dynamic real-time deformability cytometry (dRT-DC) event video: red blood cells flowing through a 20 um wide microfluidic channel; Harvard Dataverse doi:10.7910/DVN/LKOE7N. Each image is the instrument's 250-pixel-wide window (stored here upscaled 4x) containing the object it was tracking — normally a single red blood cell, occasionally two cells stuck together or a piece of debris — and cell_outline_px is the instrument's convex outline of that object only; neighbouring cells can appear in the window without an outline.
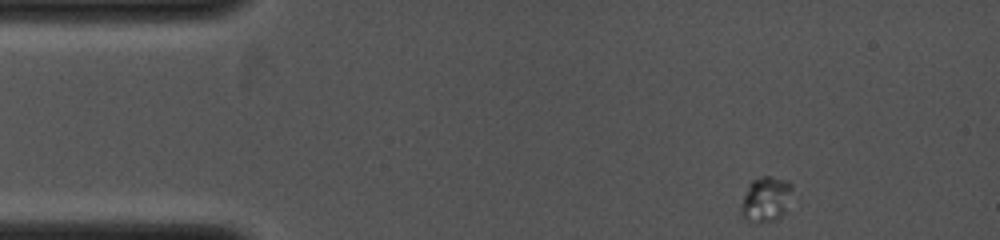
{"species": "common noctule bat (a hibernating species)", "species_latin": "Nyctalus noctula", "temperature_condition": "cold", "stored_images_in_passage": 66, "camera_frame_rate_fps": 4000, "um_per_image_px": 0.085, "animal": {"sex": "female", "body_mass_g": 19.0, "forearm_length_mm": 53.3}, "frame": {"image": 1, "passage_image": 1, "time_ms": 0.0, "image_size_px": [1000, 240], "cell_outline_px": [[792, 188], [784, 212], [780, 216], [772, 220], [756, 224], [744, 216], [740, 212], [740, 208], [748, 184], [752, 180], [764, 176], [768, 176], [788, 180], [792, 184]], "centroid_in_image_um": [65.08, 16.91], "position_along_channel_um": 19.9, "area_um2": 13.18}}
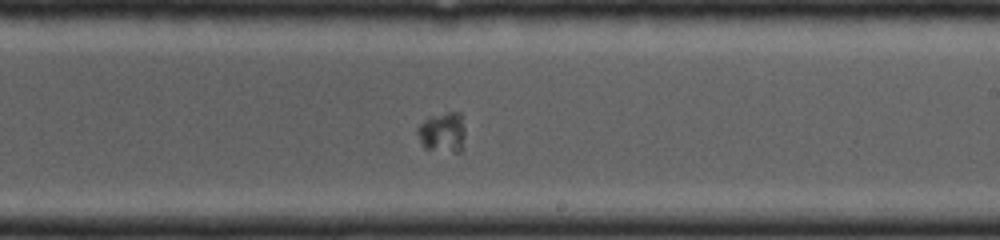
{"frame": {"image": 2, "passage_image": 39, "time_ms": 6.25, "image_size_px": [1000, 240], "cell_outline_px": [[464, 136], [460, 152], [452, 152], [424, 148], [416, 132], [416, 128], [424, 120], [432, 116], [448, 112], [460, 112], [464, 128]], "centroid_in_image_um": [37.6, 11.24], "position_along_channel_um": 251.4, "area_um2": 11.04}}
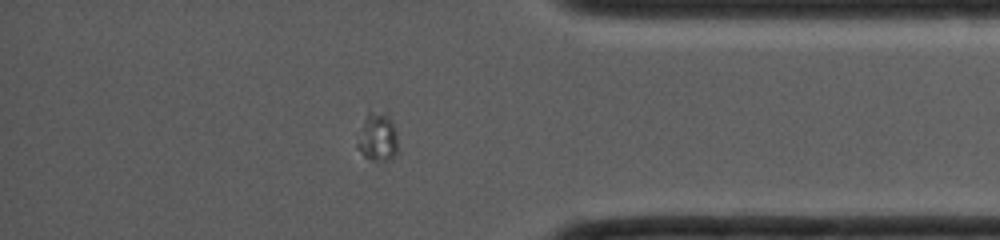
{"frame": {"image": 3, "passage_image": 58, "time_ms": 9.5, "image_size_px": [1000, 240], "cell_outline_px": [[400, 152], [388, 160], [368, 160], [364, 156], [356, 144], [356, 132], [368, 112], [388, 116], [396, 132], [400, 148]], "centroid_in_image_um": [32.08, 11.72], "position_along_channel_um": 403.1, "area_um2": 11.62}}